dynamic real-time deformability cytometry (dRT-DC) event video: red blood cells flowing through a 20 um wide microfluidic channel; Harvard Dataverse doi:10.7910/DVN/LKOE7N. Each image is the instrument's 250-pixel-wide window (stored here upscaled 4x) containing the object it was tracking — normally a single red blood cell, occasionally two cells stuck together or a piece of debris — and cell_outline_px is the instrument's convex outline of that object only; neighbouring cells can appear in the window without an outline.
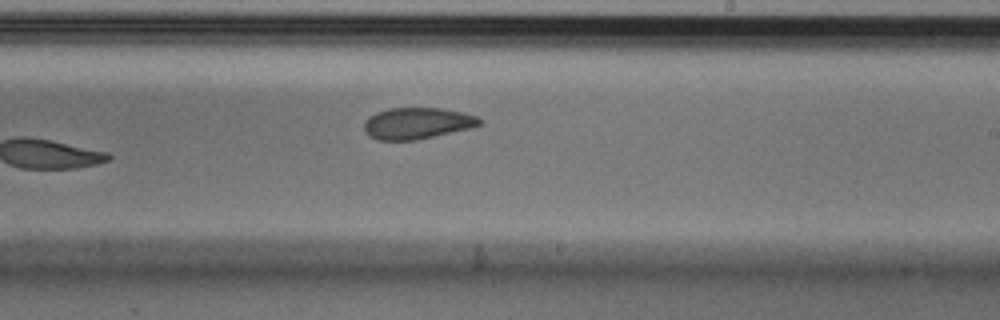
{"species": "Egyptian fruit bat (a non-hibernating species)", "species_latin": "Rousettus aegyptiacus", "temperature_condition": "cold", "stored_images_in_passage": 10, "camera_frame_rate_fps": 3000, "um_per_image_px": 0.085, "animal": {"sex": "male"}, "frame": {"image": 1, "passage_image": 9, "time_ms": 2.667, "image_size_px": [1000, 320], "cell_outline_px": [[480, 124], [472, 128], [416, 140], [376, 140], [368, 136], [364, 132], [364, 124], [368, 116], [376, 112], [388, 108], [440, 108], [464, 112], [476, 116], [480, 120]], "centroid_in_image_um": [35.42, 10.48], "position_along_channel_um": 253.6, "area_um2": 21.27}}